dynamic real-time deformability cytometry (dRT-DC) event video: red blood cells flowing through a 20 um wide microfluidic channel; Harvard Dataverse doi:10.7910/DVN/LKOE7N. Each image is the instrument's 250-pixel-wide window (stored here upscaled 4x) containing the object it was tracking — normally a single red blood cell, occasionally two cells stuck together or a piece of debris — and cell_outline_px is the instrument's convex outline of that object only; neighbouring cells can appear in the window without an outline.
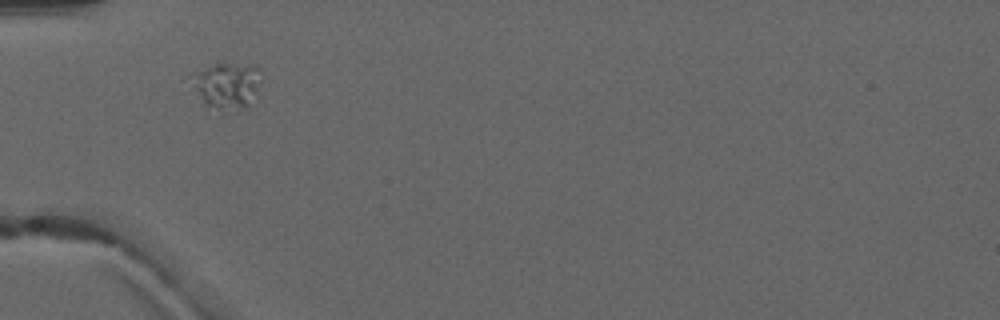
{"species": "common noctule bat (a hibernating species)", "species_latin": "Nyctalus noctula", "temperature_condition": "warm", "stored_images_in_passage": 3, "camera_frame_rate_fps": 3000, "um_per_image_px": 0.085, "animal": {"sex": "male", "forearm_length_mm": 52.5}, "frame": {"image": 1, "passage_image": 1, "time_ms": 0.0, "image_size_px": [1000, 320], "cell_outline_px": [[260, 80], [256, 92], [240, 112], [236, 112], [216, 108], [204, 104], [196, 88], [192, 72], [212, 64], [256, 64], [260, 68]], "centroid_in_image_um": [19.33, 7.23], "position_along_channel_um": 65.7, "area_um2": 18.38}}
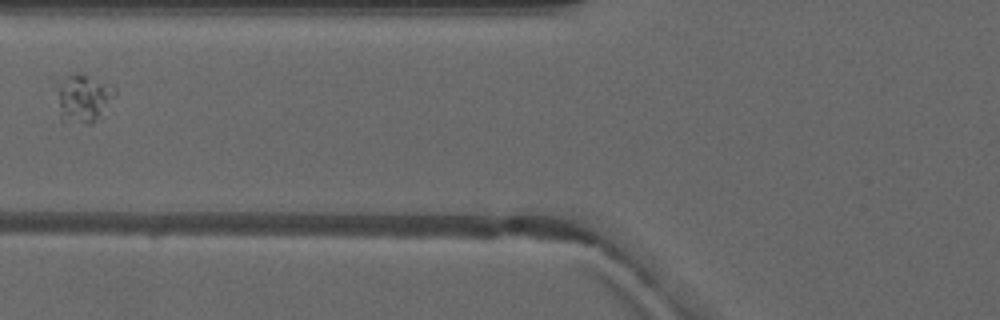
{"frame": {"image": 2, "passage_image": 2, "time_ms": 1.333, "image_size_px": [1000, 320], "cell_outline_px": [[116, 96], [88, 124], [60, 116], [56, 88], [72, 76], [80, 72], [112, 84], [116, 88]], "centroid_in_image_um": [7.14, 8.27], "position_along_channel_um": 118.7, "area_um2": 15.2}}
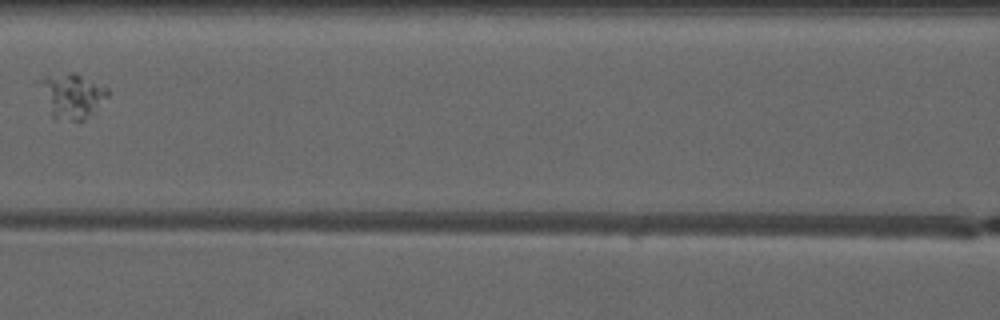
{"frame": {"image": 3, "passage_image": 3, "time_ms": 2.333, "image_size_px": [1000, 320], "cell_outline_px": [[108, 96], [84, 120], [56, 120], [52, 116], [32, 84], [44, 76], [68, 72], [72, 72], [108, 88]], "centroid_in_image_um": [5.96, 8.12], "position_along_channel_um": 160.6, "area_um2": 18.21}}